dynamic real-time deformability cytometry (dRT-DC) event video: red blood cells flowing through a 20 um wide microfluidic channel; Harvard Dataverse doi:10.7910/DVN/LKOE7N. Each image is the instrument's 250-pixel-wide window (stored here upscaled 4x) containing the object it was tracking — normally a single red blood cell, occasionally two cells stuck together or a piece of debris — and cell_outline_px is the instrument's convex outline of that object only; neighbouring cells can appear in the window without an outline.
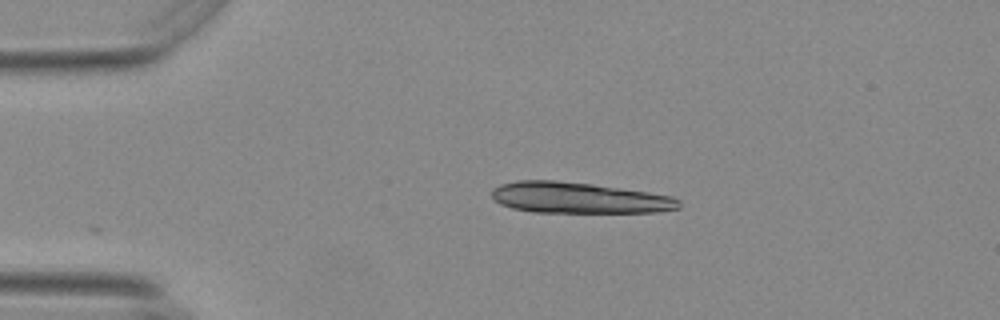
{"species": "Egyptian fruit bat (a non-hibernating species)", "species_latin": "Rousettus aegyptiacus", "temperature_condition": "warm", "stored_images_in_passage": 43, "segment_of_instrument_passage": [1, 2], "camera_frame_rate_fps": 3000, "um_per_image_px": 0.085, "animal": {"sex": "female"}, "frame": {"image": 1, "passage_image": 1, "time_ms": 0.0, "image_size_px": [1000, 320], "cell_outline_px": [[680, 208], [656, 212], [532, 212], [512, 208], [500, 204], [492, 196], [492, 188], [500, 184], [516, 180], [556, 180], [592, 184], [648, 192], [668, 196], [680, 200]], "centroid_in_image_um": [49.15, 16.81], "position_along_channel_um": 35.9, "area_um2": 33.7}}